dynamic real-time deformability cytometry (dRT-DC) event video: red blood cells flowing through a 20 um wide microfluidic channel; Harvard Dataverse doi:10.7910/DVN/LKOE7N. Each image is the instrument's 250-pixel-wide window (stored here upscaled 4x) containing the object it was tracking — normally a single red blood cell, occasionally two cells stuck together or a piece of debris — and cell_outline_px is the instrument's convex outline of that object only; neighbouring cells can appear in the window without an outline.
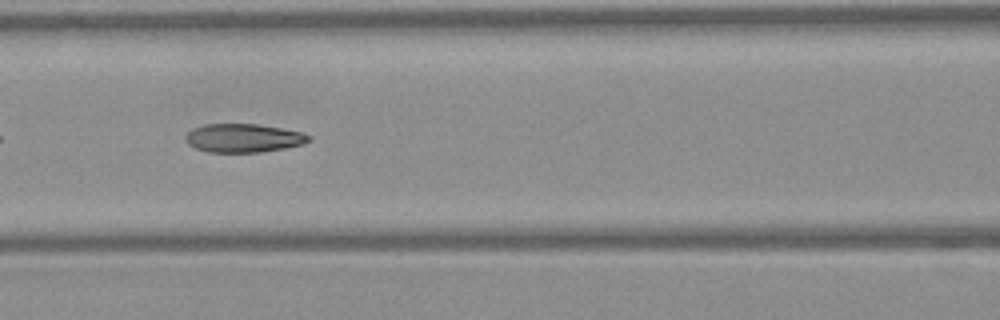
{"species": "Egyptian fruit bat (a non-hibernating species)", "species_latin": "Rousettus aegyptiacus", "temperature_condition": "warm", "stored_images_in_passage": 15, "camera_frame_rate_fps": 3000, "um_per_image_px": 0.085, "frame": {"image": 1, "passage_image": 7, "time_ms": 2.0, "image_size_px": [1000, 320], "cell_outline_px": [[312, 140], [304, 144], [284, 148], [260, 152], [208, 152], [196, 148], [188, 144], [184, 136], [192, 128], [204, 124], [256, 124], [280, 128], [300, 132], [312, 136]], "centroid_in_image_um": [20.69, 11.73], "position_along_channel_um": 145.9, "area_um2": 20.52}}
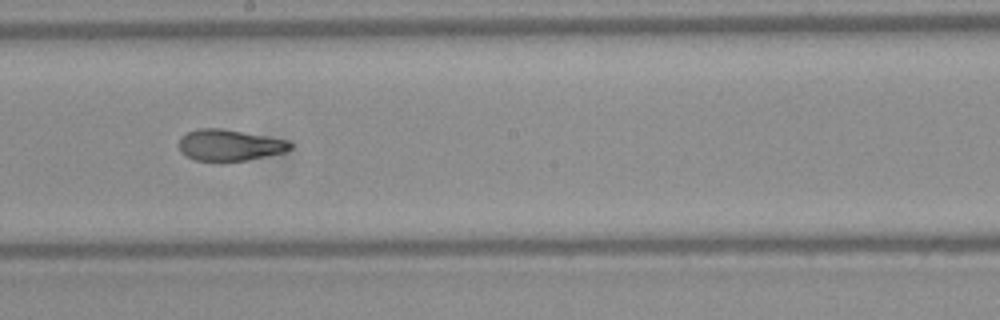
{"frame": {"image": 2, "passage_image": 13, "time_ms": 4.0, "image_size_px": [1000, 320], "cell_outline_px": [[292, 148], [284, 152], [244, 160], [220, 164], [196, 160], [180, 152], [180, 136], [188, 132], [200, 128], [220, 128], [288, 140], [292, 144]], "centroid_in_image_um": [19.48, 12.36], "position_along_channel_um": 228.7, "area_um2": 20.52}}